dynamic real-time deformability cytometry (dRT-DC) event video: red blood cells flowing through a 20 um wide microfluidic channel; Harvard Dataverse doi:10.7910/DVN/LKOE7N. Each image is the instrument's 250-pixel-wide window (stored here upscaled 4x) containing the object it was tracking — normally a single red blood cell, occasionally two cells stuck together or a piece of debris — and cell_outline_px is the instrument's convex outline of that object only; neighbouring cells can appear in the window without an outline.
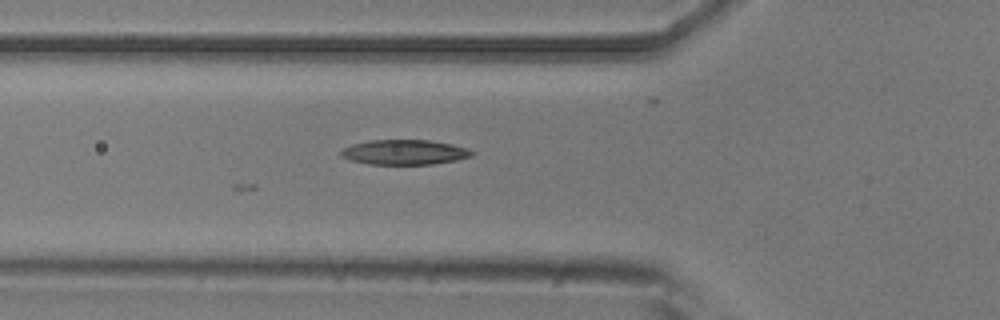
{"species": "common noctule bat (a hibernating species)", "species_latin": "Nyctalus noctula", "temperature_condition": "room temperature", "stored_images_in_passage": 3, "camera_frame_rate_fps": 3000, "um_per_image_px": 0.085, "animal": {"sex": "male", "body_mass_g": 20.5, "forearm_length_mm": 52.5}, "frame": {"image": 1, "passage_image": 3, "time_ms": 0.667, "image_size_px": [1000, 320], "cell_outline_px": [[476, 152], [472, 156], [456, 160], [432, 164], [368, 164], [352, 160], [340, 156], [340, 152], [344, 148], [352, 144], [372, 140], [428, 140], [452, 144], [468, 148]], "centroid_in_image_um": [34.41, 12.93], "position_along_channel_um": 91.4, "area_um2": 18.96}}